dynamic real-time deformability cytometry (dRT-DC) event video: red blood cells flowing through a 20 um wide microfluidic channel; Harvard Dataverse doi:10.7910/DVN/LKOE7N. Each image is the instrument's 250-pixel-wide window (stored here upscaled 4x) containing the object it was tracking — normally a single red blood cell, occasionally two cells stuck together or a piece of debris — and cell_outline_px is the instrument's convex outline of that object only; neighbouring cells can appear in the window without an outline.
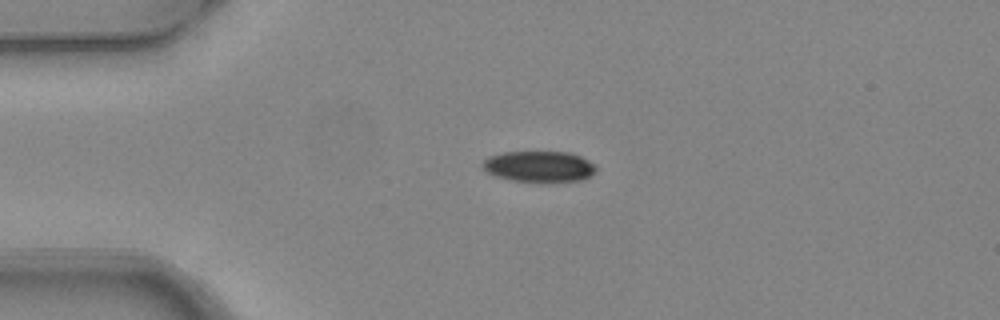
{"species": "common noctule bat (a hibernating species)", "species_latin": "Nyctalus noctula", "temperature_condition": "warm", "stored_images_in_passage": 5, "camera_frame_rate_fps": 3000, "um_per_image_px": 0.085, "animal": {"sex": "female", "body_mass_g": 24.6, "forearm_length_mm": 56.2}, "frame": {"image": 1, "passage_image": 5, "time_ms": 1.333, "image_size_px": [1000, 320], "cell_outline_px": [[596, 172], [592, 176], [584, 180], [544, 184], [536, 184], [512, 180], [496, 176], [488, 172], [484, 168], [484, 160], [488, 156], [504, 152], [568, 152], [580, 156], [596, 164]], "centroid_in_image_um": [45.9, 14.2], "position_along_channel_um": 39.1, "area_um2": 21.15}}